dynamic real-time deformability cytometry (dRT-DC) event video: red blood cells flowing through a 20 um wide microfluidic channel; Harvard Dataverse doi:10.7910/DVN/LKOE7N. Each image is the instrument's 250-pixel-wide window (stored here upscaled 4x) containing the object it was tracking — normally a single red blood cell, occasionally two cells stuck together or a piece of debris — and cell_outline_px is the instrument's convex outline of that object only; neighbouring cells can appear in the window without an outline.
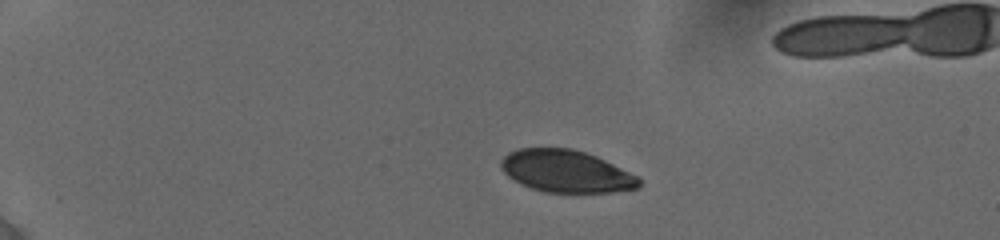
{"species": "human", "species_latin": "Homo sapiens", "temperature_condition": "cold", "stored_images_in_passage": 27, "camera_frame_rate_fps": 3000, "um_per_image_px": 0.085, "donor": {"sex": "female"}, "frame": {"image": 1, "passage_image": 1, "time_ms": 0.0, "image_size_px": [1000, 240], "cell_outline_px": [[640, 188], [612, 192], [544, 192], [520, 184], [508, 176], [500, 168], [500, 160], [508, 152], [516, 148], [572, 148], [596, 156], [636, 176], [640, 180]], "centroid_in_image_um": [48.07, 14.55], "position_along_channel_um": 36.9, "area_um2": 33.87}}
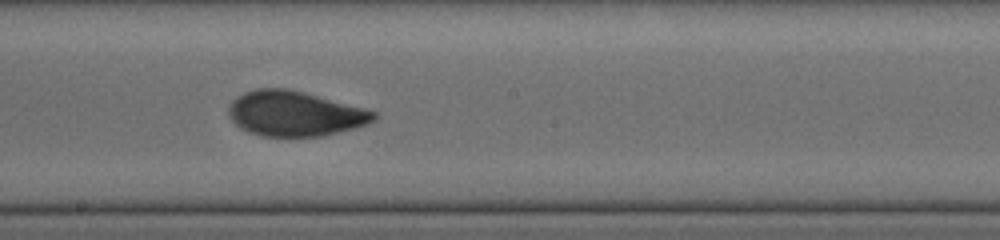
{"frame": {"image": 2, "passage_image": 17, "time_ms": 7.0, "image_size_px": [1000, 240], "cell_outline_px": [[376, 120], [368, 124], [356, 128], [320, 136], [260, 136], [248, 132], [240, 128], [228, 116], [228, 104], [236, 96], [244, 92], [256, 88], [288, 88], [304, 92], [364, 108], [376, 112]], "centroid_in_image_um": [25.02, 9.65], "position_along_channel_um": 223.2, "area_um2": 38.32}}
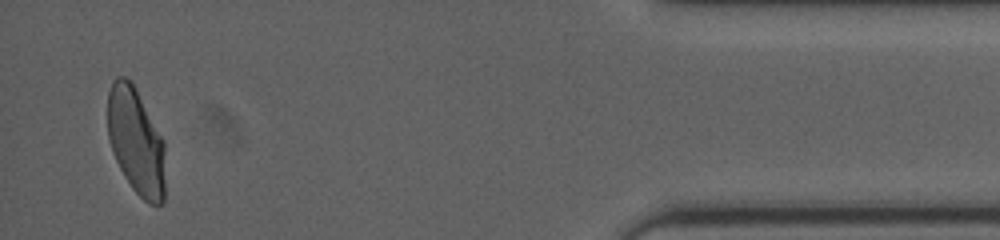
{"frame": {"image": 3, "passage_image": 26, "time_ms": 13.667, "image_size_px": [1000, 240], "cell_outline_px": [[164, 200], [156, 208], [148, 204], [132, 188], [124, 176], [112, 152], [108, 140], [108, 92], [112, 80], [116, 76], [124, 76], [136, 88], [164, 140]], "centroid_in_image_um": [11.56, 12.02], "position_along_channel_um": 423.6, "area_um2": 36.01}}